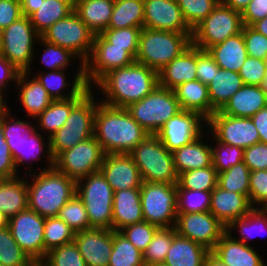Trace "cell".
Listing matches in <instances>:
<instances>
[{
  "mask_svg": "<svg viewBox=\"0 0 267 266\" xmlns=\"http://www.w3.org/2000/svg\"><path fill=\"white\" fill-rule=\"evenodd\" d=\"M176 184L143 181L140 187V202L144 221L158 227H174L176 212Z\"/></svg>",
  "mask_w": 267,
  "mask_h": 266,
  "instance_id": "12",
  "label": "cell"
},
{
  "mask_svg": "<svg viewBox=\"0 0 267 266\" xmlns=\"http://www.w3.org/2000/svg\"><path fill=\"white\" fill-rule=\"evenodd\" d=\"M115 191L140 188L142 178L130 154H105L99 169Z\"/></svg>",
  "mask_w": 267,
  "mask_h": 266,
  "instance_id": "22",
  "label": "cell"
},
{
  "mask_svg": "<svg viewBox=\"0 0 267 266\" xmlns=\"http://www.w3.org/2000/svg\"><path fill=\"white\" fill-rule=\"evenodd\" d=\"M238 73L245 85L261 86L267 73V60L248 56Z\"/></svg>",
  "mask_w": 267,
  "mask_h": 266,
  "instance_id": "56",
  "label": "cell"
},
{
  "mask_svg": "<svg viewBox=\"0 0 267 266\" xmlns=\"http://www.w3.org/2000/svg\"><path fill=\"white\" fill-rule=\"evenodd\" d=\"M192 34L142 28L136 62L159 72L192 44Z\"/></svg>",
  "mask_w": 267,
  "mask_h": 266,
  "instance_id": "5",
  "label": "cell"
},
{
  "mask_svg": "<svg viewBox=\"0 0 267 266\" xmlns=\"http://www.w3.org/2000/svg\"><path fill=\"white\" fill-rule=\"evenodd\" d=\"M64 1H68L74 6L77 0H64Z\"/></svg>",
  "mask_w": 267,
  "mask_h": 266,
  "instance_id": "73",
  "label": "cell"
},
{
  "mask_svg": "<svg viewBox=\"0 0 267 266\" xmlns=\"http://www.w3.org/2000/svg\"><path fill=\"white\" fill-rule=\"evenodd\" d=\"M211 191L177 189V214L209 212Z\"/></svg>",
  "mask_w": 267,
  "mask_h": 266,
  "instance_id": "47",
  "label": "cell"
},
{
  "mask_svg": "<svg viewBox=\"0 0 267 266\" xmlns=\"http://www.w3.org/2000/svg\"><path fill=\"white\" fill-rule=\"evenodd\" d=\"M28 174V208L42 217H57L60 209L76 194V182L55 167ZM38 173V174H37Z\"/></svg>",
  "mask_w": 267,
  "mask_h": 266,
  "instance_id": "4",
  "label": "cell"
},
{
  "mask_svg": "<svg viewBox=\"0 0 267 266\" xmlns=\"http://www.w3.org/2000/svg\"><path fill=\"white\" fill-rule=\"evenodd\" d=\"M253 246L234 240L226 232L212 252L228 266H267L265 259Z\"/></svg>",
  "mask_w": 267,
  "mask_h": 266,
  "instance_id": "27",
  "label": "cell"
},
{
  "mask_svg": "<svg viewBox=\"0 0 267 266\" xmlns=\"http://www.w3.org/2000/svg\"><path fill=\"white\" fill-rule=\"evenodd\" d=\"M252 27L267 37V17L255 22Z\"/></svg>",
  "mask_w": 267,
  "mask_h": 266,
  "instance_id": "69",
  "label": "cell"
},
{
  "mask_svg": "<svg viewBox=\"0 0 267 266\" xmlns=\"http://www.w3.org/2000/svg\"><path fill=\"white\" fill-rule=\"evenodd\" d=\"M22 16L19 0H0V32Z\"/></svg>",
  "mask_w": 267,
  "mask_h": 266,
  "instance_id": "60",
  "label": "cell"
},
{
  "mask_svg": "<svg viewBox=\"0 0 267 266\" xmlns=\"http://www.w3.org/2000/svg\"><path fill=\"white\" fill-rule=\"evenodd\" d=\"M75 231L58 217H46L44 226V258L56 247L73 242Z\"/></svg>",
  "mask_w": 267,
  "mask_h": 266,
  "instance_id": "46",
  "label": "cell"
},
{
  "mask_svg": "<svg viewBox=\"0 0 267 266\" xmlns=\"http://www.w3.org/2000/svg\"><path fill=\"white\" fill-rule=\"evenodd\" d=\"M206 129L217 141L243 149L260 142L258 130L248 117L227 116L216 111L207 120Z\"/></svg>",
  "mask_w": 267,
  "mask_h": 266,
  "instance_id": "17",
  "label": "cell"
},
{
  "mask_svg": "<svg viewBox=\"0 0 267 266\" xmlns=\"http://www.w3.org/2000/svg\"><path fill=\"white\" fill-rule=\"evenodd\" d=\"M114 3L113 0H77L74 12L97 35L107 29Z\"/></svg>",
  "mask_w": 267,
  "mask_h": 266,
  "instance_id": "36",
  "label": "cell"
},
{
  "mask_svg": "<svg viewBox=\"0 0 267 266\" xmlns=\"http://www.w3.org/2000/svg\"><path fill=\"white\" fill-rule=\"evenodd\" d=\"M252 209L249 198L244 194L225 190L219 185L211 191L210 212L226 227Z\"/></svg>",
  "mask_w": 267,
  "mask_h": 266,
  "instance_id": "24",
  "label": "cell"
},
{
  "mask_svg": "<svg viewBox=\"0 0 267 266\" xmlns=\"http://www.w3.org/2000/svg\"><path fill=\"white\" fill-rule=\"evenodd\" d=\"M135 62V57L126 47L114 46L101 34H97L94 36L91 54L84 62L85 83L93 88V84L111 70L130 66Z\"/></svg>",
  "mask_w": 267,
  "mask_h": 266,
  "instance_id": "15",
  "label": "cell"
},
{
  "mask_svg": "<svg viewBox=\"0 0 267 266\" xmlns=\"http://www.w3.org/2000/svg\"><path fill=\"white\" fill-rule=\"evenodd\" d=\"M218 185L217 170L211 165L178 174L177 189L212 191Z\"/></svg>",
  "mask_w": 267,
  "mask_h": 266,
  "instance_id": "42",
  "label": "cell"
},
{
  "mask_svg": "<svg viewBox=\"0 0 267 266\" xmlns=\"http://www.w3.org/2000/svg\"><path fill=\"white\" fill-rule=\"evenodd\" d=\"M248 198L253 208H263L267 204V170L250 172Z\"/></svg>",
  "mask_w": 267,
  "mask_h": 266,
  "instance_id": "55",
  "label": "cell"
},
{
  "mask_svg": "<svg viewBox=\"0 0 267 266\" xmlns=\"http://www.w3.org/2000/svg\"><path fill=\"white\" fill-rule=\"evenodd\" d=\"M42 46L43 53L40 54L41 62L43 66L47 68L48 71L58 70V69H69L70 64L73 61L78 60L79 65H84L81 59L75 55L71 50L49 43L39 38L37 45Z\"/></svg>",
  "mask_w": 267,
  "mask_h": 266,
  "instance_id": "44",
  "label": "cell"
},
{
  "mask_svg": "<svg viewBox=\"0 0 267 266\" xmlns=\"http://www.w3.org/2000/svg\"><path fill=\"white\" fill-rule=\"evenodd\" d=\"M242 28L241 12L233 10L220 1L213 11L192 30V44L207 51L210 47L239 34Z\"/></svg>",
  "mask_w": 267,
  "mask_h": 266,
  "instance_id": "11",
  "label": "cell"
},
{
  "mask_svg": "<svg viewBox=\"0 0 267 266\" xmlns=\"http://www.w3.org/2000/svg\"><path fill=\"white\" fill-rule=\"evenodd\" d=\"M57 217L75 232L90 229L86 208L77 194L60 209Z\"/></svg>",
  "mask_w": 267,
  "mask_h": 266,
  "instance_id": "50",
  "label": "cell"
},
{
  "mask_svg": "<svg viewBox=\"0 0 267 266\" xmlns=\"http://www.w3.org/2000/svg\"><path fill=\"white\" fill-rule=\"evenodd\" d=\"M251 0H221V2L231 7L233 10L243 12V10L248 6Z\"/></svg>",
  "mask_w": 267,
  "mask_h": 266,
  "instance_id": "66",
  "label": "cell"
},
{
  "mask_svg": "<svg viewBox=\"0 0 267 266\" xmlns=\"http://www.w3.org/2000/svg\"><path fill=\"white\" fill-rule=\"evenodd\" d=\"M207 128V120L193 111L181 110L155 134L169 152L189 144Z\"/></svg>",
  "mask_w": 267,
  "mask_h": 266,
  "instance_id": "19",
  "label": "cell"
},
{
  "mask_svg": "<svg viewBox=\"0 0 267 266\" xmlns=\"http://www.w3.org/2000/svg\"><path fill=\"white\" fill-rule=\"evenodd\" d=\"M22 15L29 17L32 13H34L36 10H38L39 5L44 0H19Z\"/></svg>",
  "mask_w": 267,
  "mask_h": 266,
  "instance_id": "65",
  "label": "cell"
},
{
  "mask_svg": "<svg viewBox=\"0 0 267 266\" xmlns=\"http://www.w3.org/2000/svg\"><path fill=\"white\" fill-rule=\"evenodd\" d=\"M242 33L248 56L267 60V37L252 26L243 25Z\"/></svg>",
  "mask_w": 267,
  "mask_h": 266,
  "instance_id": "57",
  "label": "cell"
},
{
  "mask_svg": "<svg viewBox=\"0 0 267 266\" xmlns=\"http://www.w3.org/2000/svg\"><path fill=\"white\" fill-rule=\"evenodd\" d=\"M74 243L87 266H108L113 249V230L90 228L75 232Z\"/></svg>",
  "mask_w": 267,
  "mask_h": 266,
  "instance_id": "21",
  "label": "cell"
},
{
  "mask_svg": "<svg viewBox=\"0 0 267 266\" xmlns=\"http://www.w3.org/2000/svg\"><path fill=\"white\" fill-rule=\"evenodd\" d=\"M144 0H122L114 3L107 29L143 28Z\"/></svg>",
  "mask_w": 267,
  "mask_h": 266,
  "instance_id": "40",
  "label": "cell"
},
{
  "mask_svg": "<svg viewBox=\"0 0 267 266\" xmlns=\"http://www.w3.org/2000/svg\"><path fill=\"white\" fill-rule=\"evenodd\" d=\"M250 170L242 161L224 172L218 173V185L228 191L249 194Z\"/></svg>",
  "mask_w": 267,
  "mask_h": 266,
  "instance_id": "49",
  "label": "cell"
},
{
  "mask_svg": "<svg viewBox=\"0 0 267 266\" xmlns=\"http://www.w3.org/2000/svg\"><path fill=\"white\" fill-rule=\"evenodd\" d=\"M159 86L173 90L178 85L196 80V46L191 44L158 72Z\"/></svg>",
  "mask_w": 267,
  "mask_h": 266,
  "instance_id": "26",
  "label": "cell"
},
{
  "mask_svg": "<svg viewBox=\"0 0 267 266\" xmlns=\"http://www.w3.org/2000/svg\"><path fill=\"white\" fill-rule=\"evenodd\" d=\"M210 137L212 166L217 170V173L224 172L243 161V148L219 142L211 134Z\"/></svg>",
  "mask_w": 267,
  "mask_h": 266,
  "instance_id": "48",
  "label": "cell"
},
{
  "mask_svg": "<svg viewBox=\"0 0 267 266\" xmlns=\"http://www.w3.org/2000/svg\"><path fill=\"white\" fill-rule=\"evenodd\" d=\"M204 266H228L219 257H217L212 251H210L205 259Z\"/></svg>",
  "mask_w": 267,
  "mask_h": 266,
  "instance_id": "67",
  "label": "cell"
},
{
  "mask_svg": "<svg viewBox=\"0 0 267 266\" xmlns=\"http://www.w3.org/2000/svg\"><path fill=\"white\" fill-rule=\"evenodd\" d=\"M143 27L192 34L176 0H144Z\"/></svg>",
  "mask_w": 267,
  "mask_h": 266,
  "instance_id": "20",
  "label": "cell"
},
{
  "mask_svg": "<svg viewBox=\"0 0 267 266\" xmlns=\"http://www.w3.org/2000/svg\"><path fill=\"white\" fill-rule=\"evenodd\" d=\"M15 86L19 89V109H24L26 116L32 117L31 120L37 118L53 101L42 84L27 72H20Z\"/></svg>",
  "mask_w": 267,
  "mask_h": 266,
  "instance_id": "25",
  "label": "cell"
},
{
  "mask_svg": "<svg viewBox=\"0 0 267 266\" xmlns=\"http://www.w3.org/2000/svg\"><path fill=\"white\" fill-rule=\"evenodd\" d=\"M6 97H8V95L0 90V119L10 110L9 103H7L8 99H6Z\"/></svg>",
  "mask_w": 267,
  "mask_h": 266,
  "instance_id": "68",
  "label": "cell"
},
{
  "mask_svg": "<svg viewBox=\"0 0 267 266\" xmlns=\"http://www.w3.org/2000/svg\"><path fill=\"white\" fill-rule=\"evenodd\" d=\"M0 148H9L4 138V132L2 128V118L0 119Z\"/></svg>",
  "mask_w": 267,
  "mask_h": 266,
  "instance_id": "70",
  "label": "cell"
},
{
  "mask_svg": "<svg viewBox=\"0 0 267 266\" xmlns=\"http://www.w3.org/2000/svg\"><path fill=\"white\" fill-rule=\"evenodd\" d=\"M16 170L14 159L9 148H0V179L14 178L20 175Z\"/></svg>",
  "mask_w": 267,
  "mask_h": 266,
  "instance_id": "63",
  "label": "cell"
},
{
  "mask_svg": "<svg viewBox=\"0 0 267 266\" xmlns=\"http://www.w3.org/2000/svg\"><path fill=\"white\" fill-rule=\"evenodd\" d=\"M112 230L120 231L125 226L144 221L140 202V188L114 192Z\"/></svg>",
  "mask_w": 267,
  "mask_h": 266,
  "instance_id": "29",
  "label": "cell"
},
{
  "mask_svg": "<svg viewBox=\"0 0 267 266\" xmlns=\"http://www.w3.org/2000/svg\"><path fill=\"white\" fill-rule=\"evenodd\" d=\"M8 226V218L0 211V229Z\"/></svg>",
  "mask_w": 267,
  "mask_h": 266,
  "instance_id": "71",
  "label": "cell"
},
{
  "mask_svg": "<svg viewBox=\"0 0 267 266\" xmlns=\"http://www.w3.org/2000/svg\"><path fill=\"white\" fill-rule=\"evenodd\" d=\"M105 153L94 136L61 152L54 159V167L75 182L98 172Z\"/></svg>",
  "mask_w": 267,
  "mask_h": 266,
  "instance_id": "13",
  "label": "cell"
},
{
  "mask_svg": "<svg viewBox=\"0 0 267 266\" xmlns=\"http://www.w3.org/2000/svg\"><path fill=\"white\" fill-rule=\"evenodd\" d=\"M173 91L181 109L197 112L206 120L211 117L208 85L196 79L178 85Z\"/></svg>",
  "mask_w": 267,
  "mask_h": 266,
  "instance_id": "34",
  "label": "cell"
},
{
  "mask_svg": "<svg viewBox=\"0 0 267 266\" xmlns=\"http://www.w3.org/2000/svg\"><path fill=\"white\" fill-rule=\"evenodd\" d=\"M262 209L267 211V204Z\"/></svg>",
  "mask_w": 267,
  "mask_h": 266,
  "instance_id": "75",
  "label": "cell"
},
{
  "mask_svg": "<svg viewBox=\"0 0 267 266\" xmlns=\"http://www.w3.org/2000/svg\"><path fill=\"white\" fill-rule=\"evenodd\" d=\"M209 252L204 246L175 233L163 264L166 266H204Z\"/></svg>",
  "mask_w": 267,
  "mask_h": 266,
  "instance_id": "32",
  "label": "cell"
},
{
  "mask_svg": "<svg viewBox=\"0 0 267 266\" xmlns=\"http://www.w3.org/2000/svg\"><path fill=\"white\" fill-rule=\"evenodd\" d=\"M35 264L14 240L9 227L0 229V265L34 266Z\"/></svg>",
  "mask_w": 267,
  "mask_h": 266,
  "instance_id": "43",
  "label": "cell"
},
{
  "mask_svg": "<svg viewBox=\"0 0 267 266\" xmlns=\"http://www.w3.org/2000/svg\"><path fill=\"white\" fill-rule=\"evenodd\" d=\"M76 194L84 203L90 228L112 229L114 190L100 171L77 181Z\"/></svg>",
  "mask_w": 267,
  "mask_h": 266,
  "instance_id": "9",
  "label": "cell"
},
{
  "mask_svg": "<svg viewBox=\"0 0 267 266\" xmlns=\"http://www.w3.org/2000/svg\"><path fill=\"white\" fill-rule=\"evenodd\" d=\"M12 110H9L2 117V128L4 138L12 153L16 170L18 171L25 166V175L32 173L31 163L40 161L43 157L45 160L44 170L54 167V158L50 151V138L36 130L35 123L32 121L19 119L16 115L12 116ZM29 164V165H28ZM22 165V166H21ZM29 167H28V166ZM20 167V168H19ZM31 169V170H30Z\"/></svg>",
  "mask_w": 267,
  "mask_h": 266,
  "instance_id": "3",
  "label": "cell"
},
{
  "mask_svg": "<svg viewBox=\"0 0 267 266\" xmlns=\"http://www.w3.org/2000/svg\"><path fill=\"white\" fill-rule=\"evenodd\" d=\"M22 176L0 179V211L8 219L28 208V175Z\"/></svg>",
  "mask_w": 267,
  "mask_h": 266,
  "instance_id": "33",
  "label": "cell"
},
{
  "mask_svg": "<svg viewBox=\"0 0 267 266\" xmlns=\"http://www.w3.org/2000/svg\"><path fill=\"white\" fill-rule=\"evenodd\" d=\"M91 89L72 109L63 127L50 137V151L55 159L61 152L93 136L94 116L100 101Z\"/></svg>",
  "mask_w": 267,
  "mask_h": 266,
  "instance_id": "6",
  "label": "cell"
},
{
  "mask_svg": "<svg viewBox=\"0 0 267 266\" xmlns=\"http://www.w3.org/2000/svg\"><path fill=\"white\" fill-rule=\"evenodd\" d=\"M86 86L76 97L67 100H54L34 122L37 131L50 138L65 124L71 109L91 90ZM37 124V125H36ZM47 134V135H46Z\"/></svg>",
  "mask_w": 267,
  "mask_h": 266,
  "instance_id": "31",
  "label": "cell"
},
{
  "mask_svg": "<svg viewBox=\"0 0 267 266\" xmlns=\"http://www.w3.org/2000/svg\"><path fill=\"white\" fill-rule=\"evenodd\" d=\"M20 71L17 70L4 56L0 55V90L7 93L9 83H17Z\"/></svg>",
  "mask_w": 267,
  "mask_h": 266,
  "instance_id": "62",
  "label": "cell"
},
{
  "mask_svg": "<svg viewBox=\"0 0 267 266\" xmlns=\"http://www.w3.org/2000/svg\"><path fill=\"white\" fill-rule=\"evenodd\" d=\"M243 162L250 171L267 170V144L258 142L244 149Z\"/></svg>",
  "mask_w": 267,
  "mask_h": 266,
  "instance_id": "59",
  "label": "cell"
},
{
  "mask_svg": "<svg viewBox=\"0 0 267 266\" xmlns=\"http://www.w3.org/2000/svg\"><path fill=\"white\" fill-rule=\"evenodd\" d=\"M207 51L220 68L233 72H239L248 57L242 31Z\"/></svg>",
  "mask_w": 267,
  "mask_h": 266,
  "instance_id": "35",
  "label": "cell"
},
{
  "mask_svg": "<svg viewBox=\"0 0 267 266\" xmlns=\"http://www.w3.org/2000/svg\"><path fill=\"white\" fill-rule=\"evenodd\" d=\"M45 217L27 208L8 219V227L17 244L35 262L44 259Z\"/></svg>",
  "mask_w": 267,
  "mask_h": 266,
  "instance_id": "16",
  "label": "cell"
},
{
  "mask_svg": "<svg viewBox=\"0 0 267 266\" xmlns=\"http://www.w3.org/2000/svg\"><path fill=\"white\" fill-rule=\"evenodd\" d=\"M94 36L74 11L41 34L43 40L71 50L83 63L91 54Z\"/></svg>",
  "mask_w": 267,
  "mask_h": 266,
  "instance_id": "14",
  "label": "cell"
},
{
  "mask_svg": "<svg viewBox=\"0 0 267 266\" xmlns=\"http://www.w3.org/2000/svg\"><path fill=\"white\" fill-rule=\"evenodd\" d=\"M40 37L29 17L23 15L0 32V55L20 72L31 71Z\"/></svg>",
  "mask_w": 267,
  "mask_h": 266,
  "instance_id": "8",
  "label": "cell"
},
{
  "mask_svg": "<svg viewBox=\"0 0 267 266\" xmlns=\"http://www.w3.org/2000/svg\"><path fill=\"white\" fill-rule=\"evenodd\" d=\"M219 65L208 51L196 47V76L197 80L208 85L219 71Z\"/></svg>",
  "mask_w": 267,
  "mask_h": 266,
  "instance_id": "58",
  "label": "cell"
},
{
  "mask_svg": "<svg viewBox=\"0 0 267 266\" xmlns=\"http://www.w3.org/2000/svg\"><path fill=\"white\" fill-rule=\"evenodd\" d=\"M239 234H234L235 231ZM226 232L237 241H241L250 246L252 239L258 236L267 235V211L262 208H253L247 215L232 221L227 227ZM236 235L239 237H234ZM265 235V236H266Z\"/></svg>",
  "mask_w": 267,
  "mask_h": 266,
  "instance_id": "38",
  "label": "cell"
},
{
  "mask_svg": "<svg viewBox=\"0 0 267 266\" xmlns=\"http://www.w3.org/2000/svg\"><path fill=\"white\" fill-rule=\"evenodd\" d=\"M244 85L238 72L219 71L208 84L209 99L211 101V116L220 111L227 101Z\"/></svg>",
  "mask_w": 267,
  "mask_h": 266,
  "instance_id": "37",
  "label": "cell"
},
{
  "mask_svg": "<svg viewBox=\"0 0 267 266\" xmlns=\"http://www.w3.org/2000/svg\"><path fill=\"white\" fill-rule=\"evenodd\" d=\"M108 266H145L143 253L123 234L113 230V249Z\"/></svg>",
  "mask_w": 267,
  "mask_h": 266,
  "instance_id": "41",
  "label": "cell"
},
{
  "mask_svg": "<svg viewBox=\"0 0 267 266\" xmlns=\"http://www.w3.org/2000/svg\"><path fill=\"white\" fill-rule=\"evenodd\" d=\"M158 85V72L135 62L130 66L111 70L93 85L92 89L103 92L100 93L104 96L100 102L113 107L127 108L146 97Z\"/></svg>",
  "mask_w": 267,
  "mask_h": 266,
  "instance_id": "1",
  "label": "cell"
},
{
  "mask_svg": "<svg viewBox=\"0 0 267 266\" xmlns=\"http://www.w3.org/2000/svg\"><path fill=\"white\" fill-rule=\"evenodd\" d=\"M250 118L258 130L260 142L267 144V106Z\"/></svg>",
  "mask_w": 267,
  "mask_h": 266,
  "instance_id": "64",
  "label": "cell"
},
{
  "mask_svg": "<svg viewBox=\"0 0 267 266\" xmlns=\"http://www.w3.org/2000/svg\"><path fill=\"white\" fill-rule=\"evenodd\" d=\"M126 109L151 135H155L171 117L182 110L174 91L159 85L146 97L130 104Z\"/></svg>",
  "mask_w": 267,
  "mask_h": 266,
  "instance_id": "10",
  "label": "cell"
},
{
  "mask_svg": "<svg viewBox=\"0 0 267 266\" xmlns=\"http://www.w3.org/2000/svg\"><path fill=\"white\" fill-rule=\"evenodd\" d=\"M148 135L126 108L98 103L93 136L105 154H129Z\"/></svg>",
  "mask_w": 267,
  "mask_h": 266,
  "instance_id": "2",
  "label": "cell"
},
{
  "mask_svg": "<svg viewBox=\"0 0 267 266\" xmlns=\"http://www.w3.org/2000/svg\"><path fill=\"white\" fill-rule=\"evenodd\" d=\"M129 154L139 169L142 181L177 184L173 153L156 135L149 134Z\"/></svg>",
  "mask_w": 267,
  "mask_h": 266,
  "instance_id": "7",
  "label": "cell"
},
{
  "mask_svg": "<svg viewBox=\"0 0 267 266\" xmlns=\"http://www.w3.org/2000/svg\"><path fill=\"white\" fill-rule=\"evenodd\" d=\"M206 131L207 129L189 144L172 152L174 158V167L177 174H181L188 170L209 167L212 165L211 142L207 143V140L210 138V133ZM204 135L207 136V138H204ZM205 139L207 140L205 141Z\"/></svg>",
  "mask_w": 267,
  "mask_h": 266,
  "instance_id": "28",
  "label": "cell"
},
{
  "mask_svg": "<svg viewBox=\"0 0 267 266\" xmlns=\"http://www.w3.org/2000/svg\"><path fill=\"white\" fill-rule=\"evenodd\" d=\"M39 264L41 266H87L74 241L48 251Z\"/></svg>",
  "mask_w": 267,
  "mask_h": 266,
  "instance_id": "52",
  "label": "cell"
},
{
  "mask_svg": "<svg viewBox=\"0 0 267 266\" xmlns=\"http://www.w3.org/2000/svg\"><path fill=\"white\" fill-rule=\"evenodd\" d=\"M267 106V95L258 85H243L223 106L220 113L233 117H252Z\"/></svg>",
  "mask_w": 267,
  "mask_h": 266,
  "instance_id": "30",
  "label": "cell"
},
{
  "mask_svg": "<svg viewBox=\"0 0 267 266\" xmlns=\"http://www.w3.org/2000/svg\"><path fill=\"white\" fill-rule=\"evenodd\" d=\"M152 266H166L164 264H157V265H152Z\"/></svg>",
  "mask_w": 267,
  "mask_h": 266,
  "instance_id": "74",
  "label": "cell"
},
{
  "mask_svg": "<svg viewBox=\"0 0 267 266\" xmlns=\"http://www.w3.org/2000/svg\"><path fill=\"white\" fill-rule=\"evenodd\" d=\"M242 23L252 26L255 22L267 17V0H251L241 13Z\"/></svg>",
  "mask_w": 267,
  "mask_h": 266,
  "instance_id": "61",
  "label": "cell"
},
{
  "mask_svg": "<svg viewBox=\"0 0 267 266\" xmlns=\"http://www.w3.org/2000/svg\"><path fill=\"white\" fill-rule=\"evenodd\" d=\"M261 87H262V90H263V91L266 93V95H267V73H266V75H265V78H264V80H263V83H262Z\"/></svg>",
  "mask_w": 267,
  "mask_h": 266,
  "instance_id": "72",
  "label": "cell"
},
{
  "mask_svg": "<svg viewBox=\"0 0 267 266\" xmlns=\"http://www.w3.org/2000/svg\"><path fill=\"white\" fill-rule=\"evenodd\" d=\"M176 233L198 243L209 251L226 233L223 225L210 211L177 214L174 226Z\"/></svg>",
  "mask_w": 267,
  "mask_h": 266,
  "instance_id": "18",
  "label": "cell"
},
{
  "mask_svg": "<svg viewBox=\"0 0 267 266\" xmlns=\"http://www.w3.org/2000/svg\"><path fill=\"white\" fill-rule=\"evenodd\" d=\"M74 6L64 0H44L38 10L29 16L34 29L41 35L58 20L68 17Z\"/></svg>",
  "mask_w": 267,
  "mask_h": 266,
  "instance_id": "39",
  "label": "cell"
},
{
  "mask_svg": "<svg viewBox=\"0 0 267 266\" xmlns=\"http://www.w3.org/2000/svg\"><path fill=\"white\" fill-rule=\"evenodd\" d=\"M159 228L155 224L142 221L125 226L119 232L143 253Z\"/></svg>",
  "mask_w": 267,
  "mask_h": 266,
  "instance_id": "54",
  "label": "cell"
},
{
  "mask_svg": "<svg viewBox=\"0 0 267 266\" xmlns=\"http://www.w3.org/2000/svg\"><path fill=\"white\" fill-rule=\"evenodd\" d=\"M191 30L201 23L221 0H176Z\"/></svg>",
  "mask_w": 267,
  "mask_h": 266,
  "instance_id": "51",
  "label": "cell"
},
{
  "mask_svg": "<svg viewBox=\"0 0 267 266\" xmlns=\"http://www.w3.org/2000/svg\"><path fill=\"white\" fill-rule=\"evenodd\" d=\"M175 233L176 230L174 227H160L156 231L152 241L143 252V262L145 266L164 263Z\"/></svg>",
  "mask_w": 267,
  "mask_h": 266,
  "instance_id": "45",
  "label": "cell"
},
{
  "mask_svg": "<svg viewBox=\"0 0 267 266\" xmlns=\"http://www.w3.org/2000/svg\"><path fill=\"white\" fill-rule=\"evenodd\" d=\"M141 31L142 28L139 27L106 29L101 35L114 46L126 47V50L136 58Z\"/></svg>",
  "mask_w": 267,
  "mask_h": 266,
  "instance_id": "53",
  "label": "cell"
},
{
  "mask_svg": "<svg viewBox=\"0 0 267 266\" xmlns=\"http://www.w3.org/2000/svg\"><path fill=\"white\" fill-rule=\"evenodd\" d=\"M78 68L73 80L67 78V69L45 70V72L42 70L37 74L32 71H27V73L33 74L31 76H34L42 84L53 101L67 100L76 97L87 86L84 77V65H79Z\"/></svg>",
  "mask_w": 267,
  "mask_h": 266,
  "instance_id": "23",
  "label": "cell"
}]
</instances>
